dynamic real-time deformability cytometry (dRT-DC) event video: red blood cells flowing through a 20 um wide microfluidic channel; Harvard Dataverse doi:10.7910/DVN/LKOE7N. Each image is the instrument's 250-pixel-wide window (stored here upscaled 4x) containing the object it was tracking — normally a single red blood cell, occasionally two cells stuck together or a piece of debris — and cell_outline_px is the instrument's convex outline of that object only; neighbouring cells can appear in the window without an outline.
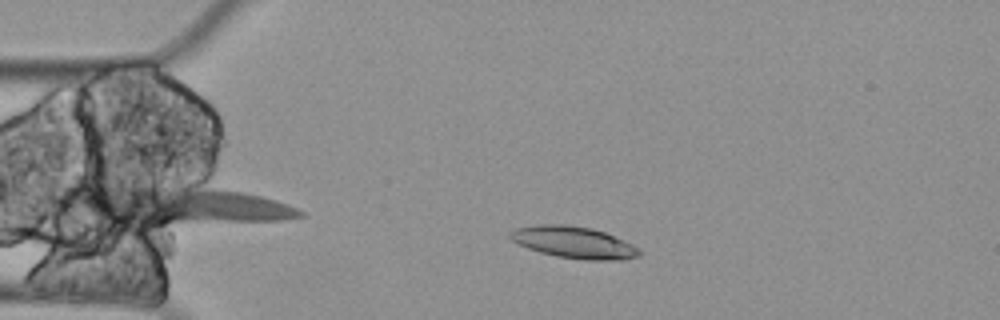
{"species": "Egyptian fruit bat (a non-hibernating species)", "species_latin": "Rousettus aegyptiacus", "temperature_condition": "cold", "stored_images_in_passage": 2, "camera_frame_rate_fps": 3000, "um_per_image_px": 0.085, "animal": {"sex": "female"}, "frame": {"image": 1, "passage_image": 1, "time_ms": 0.0, "image_size_px": [1000, 320], "cell_outline_px": [[640, 256], [624, 260], [588, 260], [556, 256], [540, 252], [528, 248], [512, 240], [508, 236], [508, 232], [516, 228], [536, 224], [564, 224], [592, 228], [604, 232], [632, 244], [640, 248]], "centroid_in_image_um": [48.77, 20.6], "position_along_channel_um": 36.2, "area_um2": 23.93}}